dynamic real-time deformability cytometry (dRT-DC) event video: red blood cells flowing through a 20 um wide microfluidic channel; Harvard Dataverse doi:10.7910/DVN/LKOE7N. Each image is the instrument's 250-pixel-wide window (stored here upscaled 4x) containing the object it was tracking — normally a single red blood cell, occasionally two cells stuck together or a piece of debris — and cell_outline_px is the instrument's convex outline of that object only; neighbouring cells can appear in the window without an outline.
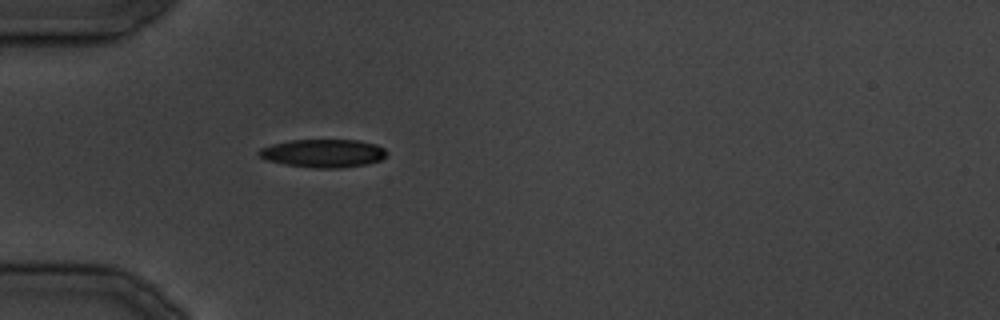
{"species": "common noctule bat (a hibernating species)", "species_latin": "Nyctalus noctula", "temperature_condition": "cold", "stored_images_in_passage": 24, "camera_frame_rate_fps": 3000, "um_per_image_px": 0.085, "animal": {"sex": "male", "body_mass_g": 19.5, "forearm_length_mm": 54.6}, "frame": {"image": 1, "passage_image": 1, "time_ms": 0.0, "image_size_px": [1000, 320], "cell_outline_px": [[388, 152], [380, 160], [364, 164], [340, 168], [312, 168], [284, 164], [268, 160], [260, 156], [256, 152], [260, 148], [272, 144], [288, 140], [360, 140], [376, 144], [384, 148]], "centroid_in_image_um": [27.46, 13.02], "position_along_channel_um": 57.5, "area_um2": 20.98}}
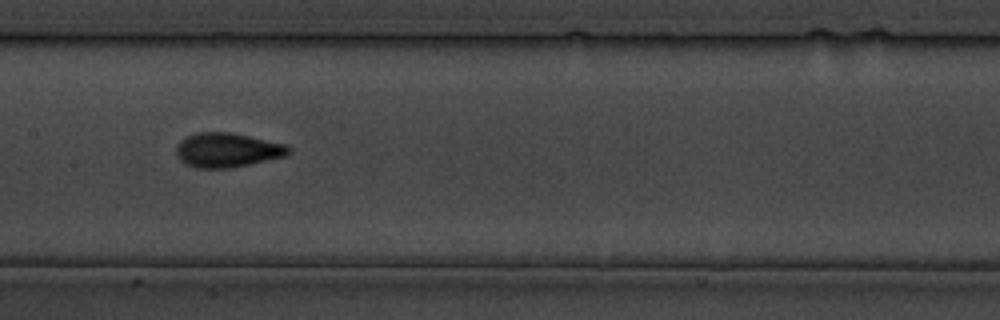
{"frame": {"image": 2, "passage_image": 8, "time_ms": 8.667, "image_size_px": [1000, 320], "cell_outline_px": [[292, 152], [284, 156], [232, 168], [196, 168], [184, 164], [176, 156], [176, 148], [180, 140], [196, 132], [232, 132], [284, 144], [292, 148]], "centroid_in_image_um": [19.29, 12.76], "position_along_channel_um": 188.1, "area_um2": 22.6}}
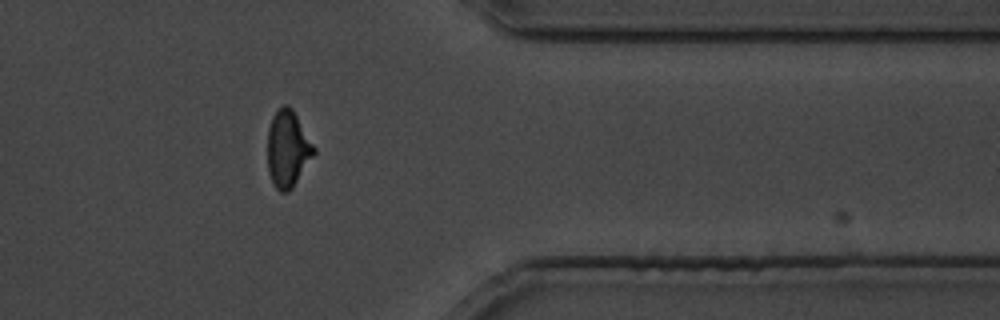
{"frame": {"image": 3, "passage_image": 19, "time_ms": 22.0, "image_size_px": [1000, 320], "cell_outline_px": [[316, 152], [292, 188], [288, 192], [280, 192], [272, 184], [268, 168], [268, 128], [272, 116], [284, 104], [288, 104], [292, 108], [316, 148]], "centroid_in_image_um": [24.46, 12.65], "position_along_channel_um": 386.9, "area_um2": 20.69}}